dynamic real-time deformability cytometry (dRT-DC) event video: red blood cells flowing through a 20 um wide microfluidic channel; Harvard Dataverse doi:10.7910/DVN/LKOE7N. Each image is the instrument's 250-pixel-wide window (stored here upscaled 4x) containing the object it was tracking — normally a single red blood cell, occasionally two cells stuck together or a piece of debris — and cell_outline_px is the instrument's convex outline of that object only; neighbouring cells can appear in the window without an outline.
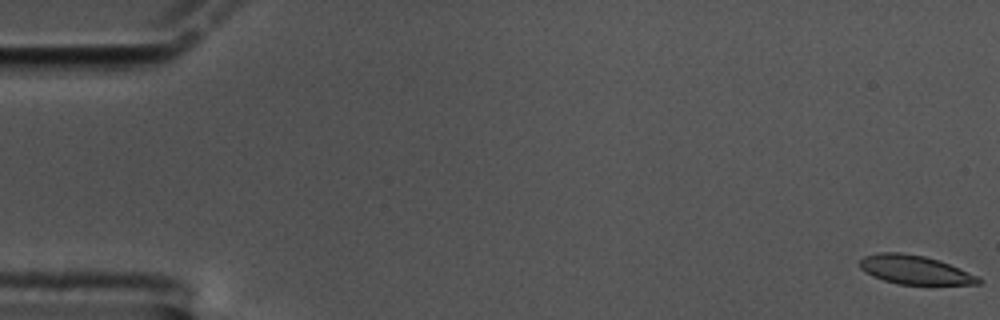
{"species": "common noctule bat (a hibernating species)", "species_latin": "Nyctalus noctula", "temperature_condition": "cold", "stored_images_in_passage": 53, "camera_frame_rate_fps": 3000, "um_per_image_px": 0.085, "animal": {"sex": "male", "body_mass_g": 17.5, "forearm_length_mm": 52.3}, "frame": {"image": 1, "passage_image": 1, "time_ms": 0.0, "image_size_px": [1000, 320], "cell_outline_px": [[984, 280], [980, 284], [896, 284], [872, 276], [864, 272], [860, 268], [860, 260], [864, 256], [876, 252], [900, 252], [924, 256], [940, 260], [980, 276]], "centroid_in_image_um": [77.78, 22.93], "position_along_channel_um": 7.2, "area_um2": 20.17}}
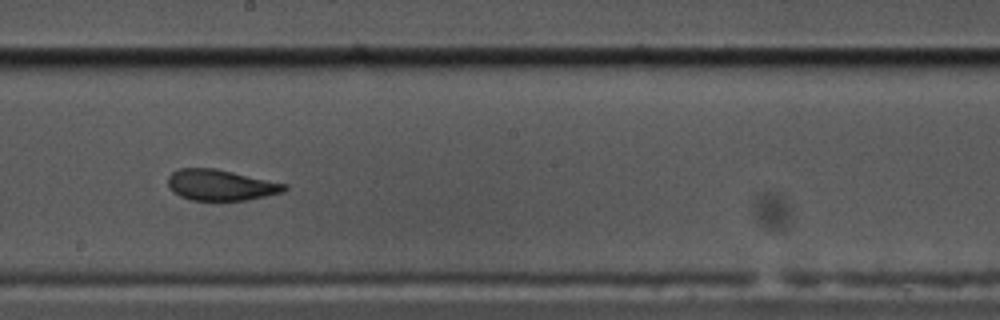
{"frame": {"image": 2, "passage_image": 34, "time_ms": 11.0, "image_size_px": [1000, 320], "cell_outline_px": [[288, 188], [284, 192], [248, 200], [192, 200], [180, 196], [172, 192], [168, 188], [168, 176], [172, 172], [180, 168], [216, 168], [288, 184]], "centroid_in_image_um": [18.76, 15.72], "position_along_channel_um": 229.4, "area_um2": 21.15}}
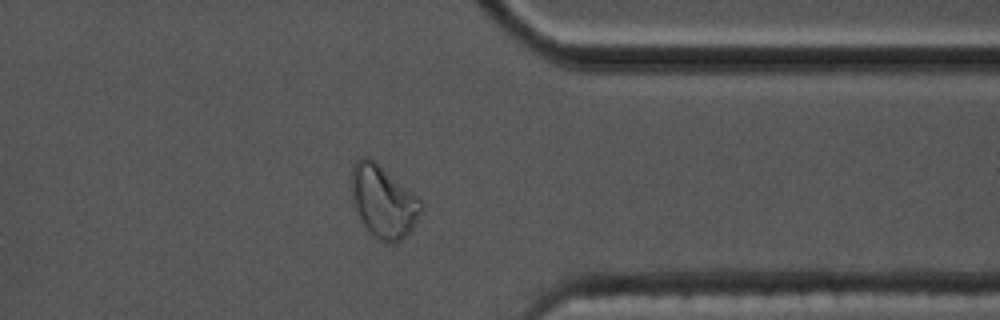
{"frame": {"image": 3, "passage_image": 48, "time_ms": 15.667, "image_size_px": [1000, 320], "cell_outline_px": [[424, 208], [412, 228], [400, 240], [380, 240], [360, 220], [352, 196], [352, 168], [356, 160], [360, 156], [368, 156], [376, 160], [420, 196], [424, 204]], "centroid_in_image_um": [32.63, 17.02], "position_along_channel_um": 378.8, "area_um2": 29.3}}